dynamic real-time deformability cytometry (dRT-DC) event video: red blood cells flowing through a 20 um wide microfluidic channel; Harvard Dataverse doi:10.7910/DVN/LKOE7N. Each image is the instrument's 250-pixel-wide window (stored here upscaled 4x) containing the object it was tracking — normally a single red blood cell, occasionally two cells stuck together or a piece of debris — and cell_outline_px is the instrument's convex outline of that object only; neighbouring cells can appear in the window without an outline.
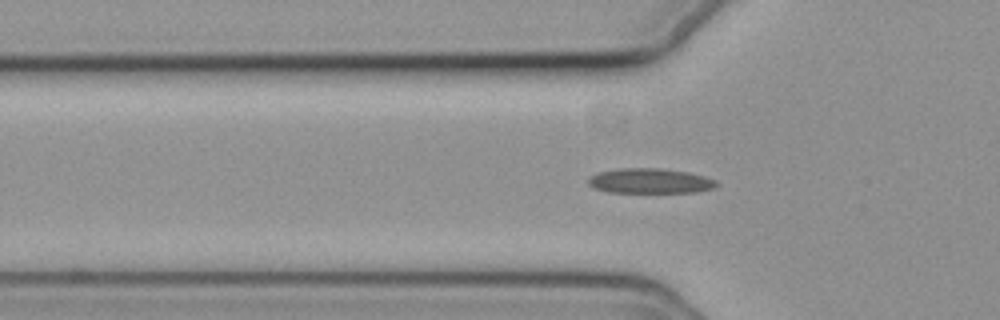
{"species": "common noctule bat (a hibernating species)", "species_latin": "Nyctalus noctula", "temperature_condition": "cold", "stored_images_in_passage": 48, "camera_frame_rate_fps": 3000, "um_per_image_px": 0.085, "animal": {"sex": "female", "body_mass_g": 19.3, "forearm_length_mm": 54.1}, "frame": {"image": 1, "passage_image": 17, "time_ms": 5.333, "image_size_px": [1000, 320], "cell_outline_px": [[720, 184], [712, 188], [696, 192], [608, 192], [596, 188], [588, 184], [588, 176], [600, 172], [620, 168], [660, 168], [688, 172], [704, 176], [716, 180]], "centroid_in_image_um": [55.26, 15.37], "position_along_channel_um": 70.5, "area_um2": 18.61}}
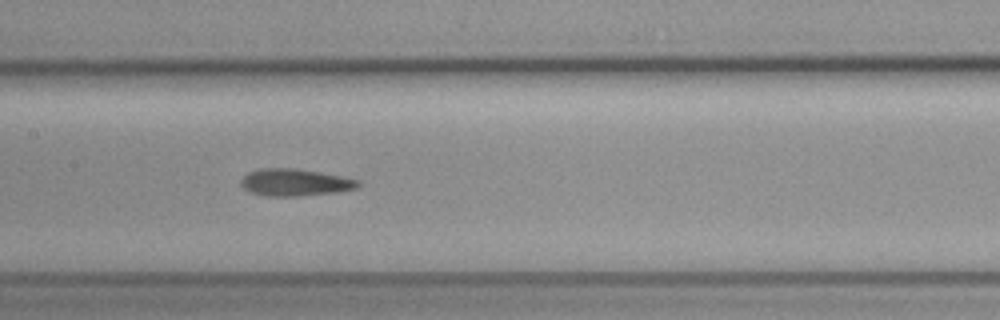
{"frame": {"image": 2, "passage_image": 26, "time_ms": 8.333, "image_size_px": [1000, 320], "cell_outline_px": [[360, 184], [356, 188], [340, 192], [296, 196], [264, 196], [252, 192], [244, 188], [240, 184], [240, 180], [248, 172], [260, 168], [292, 168], [320, 172], [344, 176], [360, 180]], "centroid_in_image_um": [25.09, 15.5], "position_along_channel_um": 182.3, "area_um2": 18.61}}
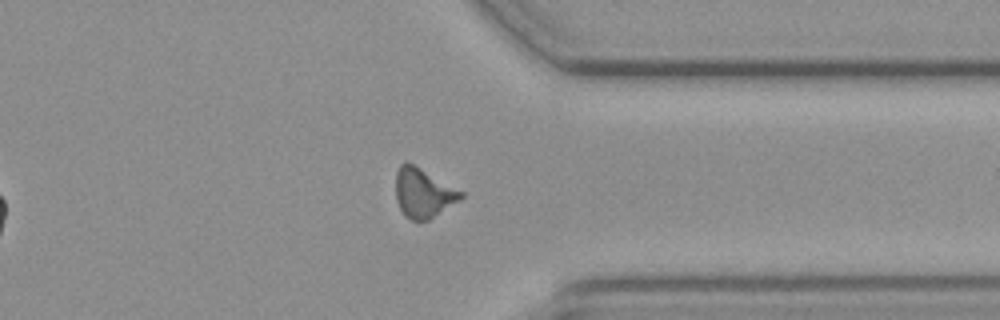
{"frame": {"image": 3, "passage_image": 42, "time_ms": 13.667, "image_size_px": [1000, 320], "cell_outline_px": [[464, 196], [460, 200], [428, 220], [412, 220], [404, 216], [396, 200], [396, 172], [400, 164], [404, 160], [408, 160], [464, 192]], "centroid_in_image_um": [35.96, 16.36], "position_along_channel_um": 375.4, "area_um2": 18.96}, "authors_computed_cell_mechanics": {"area_um2": 18.4671, "velocity_mm_per_s": 3.7158, "shape_relaxation_time_tau1_ms": null, "shape_relaxation_time_tau2_ms": 4.6909, "deformation_change_tau1": null, "deformation_change_tau2": 0.1214}}